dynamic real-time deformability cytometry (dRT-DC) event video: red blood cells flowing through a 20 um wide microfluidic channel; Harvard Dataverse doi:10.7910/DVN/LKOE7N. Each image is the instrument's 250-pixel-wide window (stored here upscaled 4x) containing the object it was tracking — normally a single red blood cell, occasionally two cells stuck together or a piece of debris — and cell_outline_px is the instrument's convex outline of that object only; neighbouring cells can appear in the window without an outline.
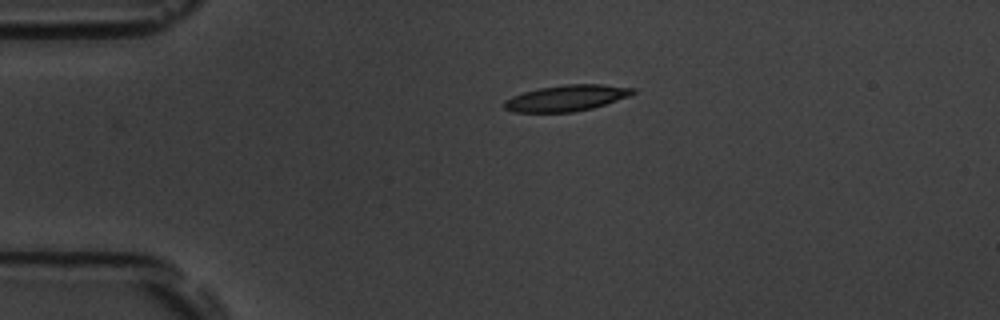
{"species": "common noctule bat (a hibernating species)", "species_latin": "Nyctalus noctula", "temperature_condition": "room temperature", "stored_images_in_passage": 35, "camera_frame_rate_fps": 3000, "um_per_image_px": 0.085, "animal": {"sex": "male", "body_mass_g": 19.5, "forearm_length_mm": 54.6}, "frame": {"image": 1, "passage_image": 1, "time_ms": 0.0, "image_size_px": [1000, 320], "cell_outline_px": [[636, 92], [628, 96], [592, 108], [572, 112], [512, 112], [504, 108], [504, 100], [512, 96], [524, 92], [540, 88], [568, 84], [600, 84], [636, 88]], "centroid_in_image_um": [48.13, 8.33], "position_along_channel_um": 36.9, "area_um2": 19.36}}
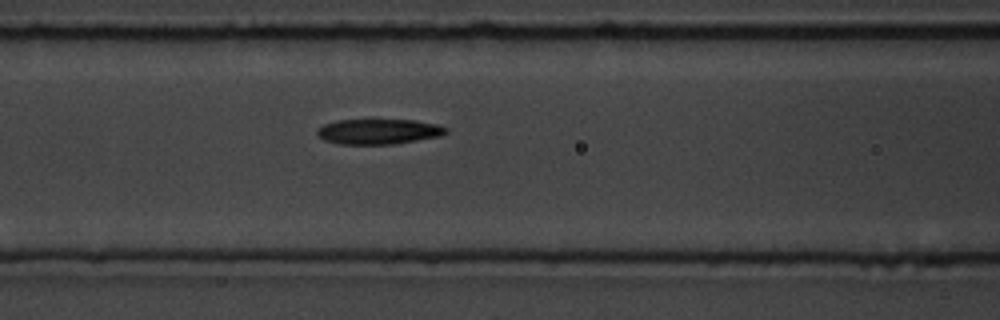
{"frame": {"image": 2, "passage_image": 12, "time_ms": 3.667, "image_size_px": [1000, 320], "cell_outline_px": [[448, 132], [440, 136], [392, 144], [340, 144], [324, 140], [316, 132], [316, 128], [324, 124], [336, 120], [416, 120], [436, 124], [448, 128]], "centroid_in_image_um": [32.17, 11.17], "position_along_channel_um": 134.4, "area_um2": 18.9}}
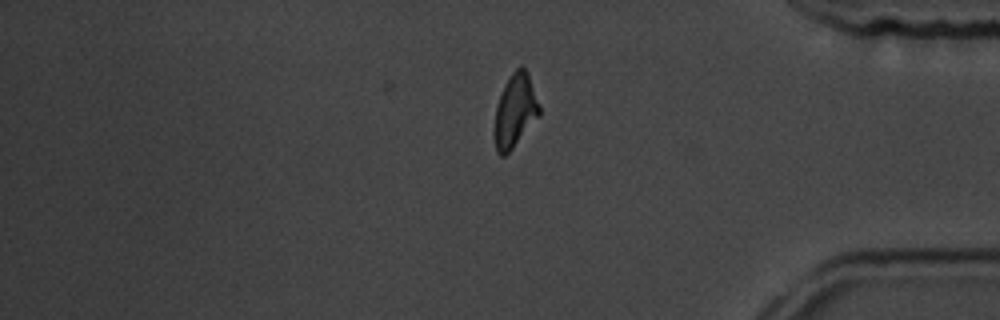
{"frame": {"image": 3, "passage_image": 35, "time_ms": 11.333, "image_size_px": [1000, 320], "cell_outline_px": [[540, 116], [512, 148], [504, 156], [500, 156], [496, 152], [492, 132], [496, 108], [504, 84], [512, 72], [520, 64], [528, 72], [540, 108]], "centroid_in_image_um": [43.75, 9.43], "position_along_channel_um": 391.4, "area_um2": 19.36}, "authors_computed_cell_mechanics": {"area_um2": 19.652, "velocity_mm_per_s": 3.6611, "shape_relaxation_time_tau1_ms": 4.1273, "shape_relaxation_time_tau2_ms": null, "deformation_change_tau1": 0.1725, "deformation_change_tau2": null}}